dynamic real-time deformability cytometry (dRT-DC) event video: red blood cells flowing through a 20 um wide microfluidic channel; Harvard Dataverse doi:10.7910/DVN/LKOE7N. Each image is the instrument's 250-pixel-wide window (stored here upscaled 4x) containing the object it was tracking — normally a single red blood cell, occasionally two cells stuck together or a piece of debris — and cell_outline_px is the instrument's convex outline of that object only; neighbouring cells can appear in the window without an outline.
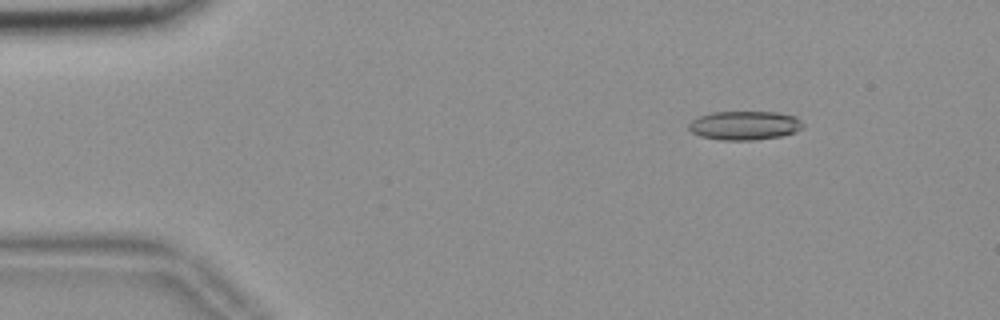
{"species": "common noctule bat (a hibernating species)", "species_latin": "Nyctalus noctula", "temperature_condition": "room temperature", "stored_images_in_passage": 56, "camera_frame_rate_fps": 3000, "um_per_image_px": 0.085, "animal": {"sex": "female", "body_mass_g": 18.4}, "frame": {"image": 1, "passage_image": 8, "time_ms": 2.333, "image_size_px": [1000, 320], "cell_outline_px": [[804, 128], [796, 132], [780, 136], [756, 140], [720, 140], [700, 136], [692, 132], [688, 128], [688, 124], [692, 120], [700, 116], [712, 112], [776, 112], [796, 116], [804, 124]], "centroid_in_image_um": [63.31, 10.66], "position_along_channel_um": 21.7, "area_um2": 19.36}}
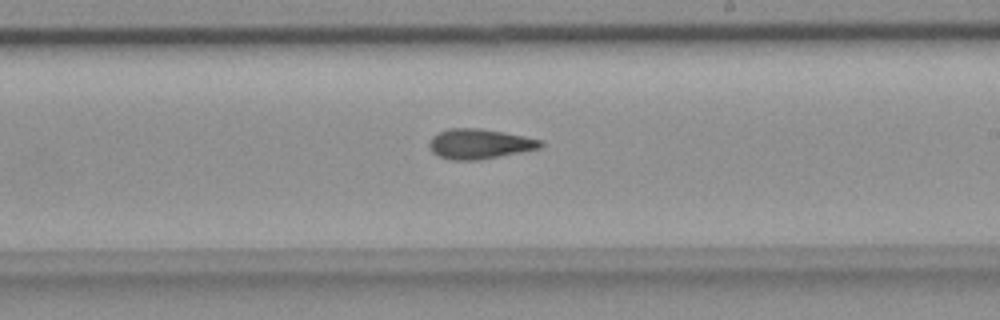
{"frame": {"image": 2, "passage_image": 33, "time_ms": 10.667, "image_size_px": [1000, 320], "cell_outline_px": [[544, 144], [540, 148], [480, 160], [452, 160], [440, 156], [432, 152], [428, 144], [432, 136], [448, 128], [480, 128], [504, 132], [524, 136], [540, 140]], "centroid_in_image_um": [40.74, 12.23], "position_along_channel_um": 248.3, "area_um2": 19.36}}
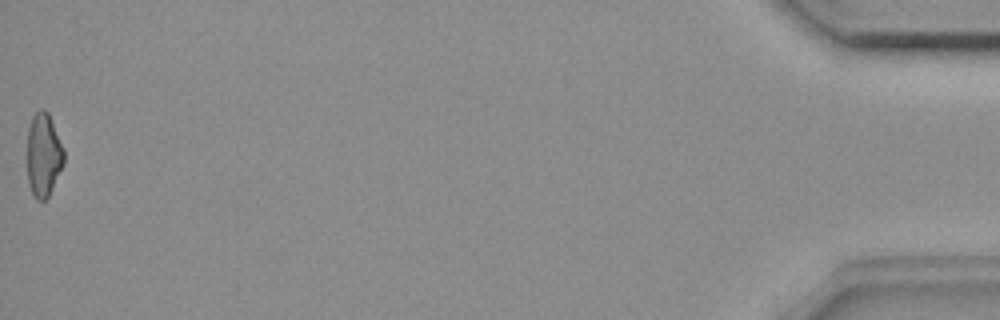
{"frame": {"image": 3, "passage_image": 56, "time_ms": 18.333, "image_size_px": [1000, 320], "cell_outline_px": [[64, 164], [48, 196], [44, 200], [36, 200], [28, 184], [28, 128], [32, 116], [40, 108], [44, 108], [48, 112], [64, 148]], "centroid_in_image_um": [3.71, 13.14], "position_along_channel_um": 431.5, "area_um2": 17.86}, "authors_computed_cell_mechanics": {"area_um2": 18.9006, "velocity_mm_per_s": 3.6942, "shape_relaxation_time_tau1_ms": null, "shape_relaxation_time_tau2_ms": 4.8194, "deformation_change_tau1": null, "deformation_change_tau2": 0.1495}}